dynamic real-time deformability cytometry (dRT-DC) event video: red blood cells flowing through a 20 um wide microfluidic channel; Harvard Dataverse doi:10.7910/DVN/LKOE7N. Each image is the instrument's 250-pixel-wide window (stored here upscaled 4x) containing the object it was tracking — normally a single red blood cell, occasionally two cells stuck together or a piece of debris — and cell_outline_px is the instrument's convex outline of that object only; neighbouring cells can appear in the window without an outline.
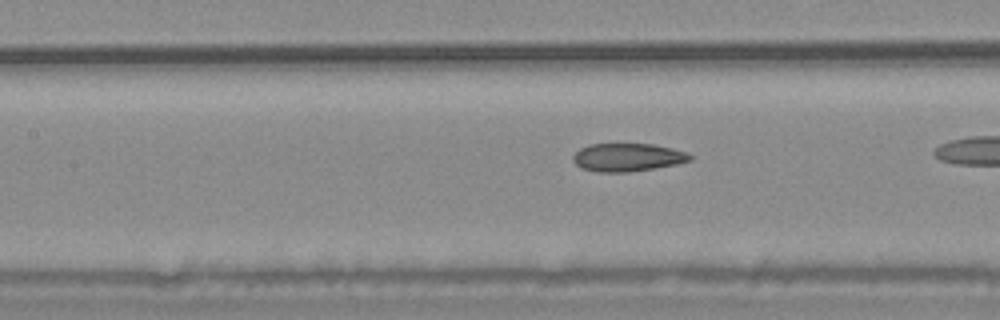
{"species": "common noctule bat (a hibernating species)", "species_latin": "Nyctalus noctula", "temperature_condition": "warm", "stored_images_in_passage": 33, "camera_frame_rate_fps": 3000, "um_per_image_px": 0.085, "animal": {"sex": "male", "body_mass_g": 20.4}, "frame": {"image": 1, "passage_image": 15, "time_ms": 4.667, "image_size_px": [1000, 320], "cell_outline_px": [[692, 160], [676, 164], [656, 168], [628, 172], [596, 172], [580, 168], [572, 160], [572, 156], [580, 148], [588, 144], [652, 144], [672, 148], [684, 152], [692, 156]], "centroid_in_image_um": [53.3, 13.38], "position_along_channel_um": 154.1, "area_um2": 19.19}}